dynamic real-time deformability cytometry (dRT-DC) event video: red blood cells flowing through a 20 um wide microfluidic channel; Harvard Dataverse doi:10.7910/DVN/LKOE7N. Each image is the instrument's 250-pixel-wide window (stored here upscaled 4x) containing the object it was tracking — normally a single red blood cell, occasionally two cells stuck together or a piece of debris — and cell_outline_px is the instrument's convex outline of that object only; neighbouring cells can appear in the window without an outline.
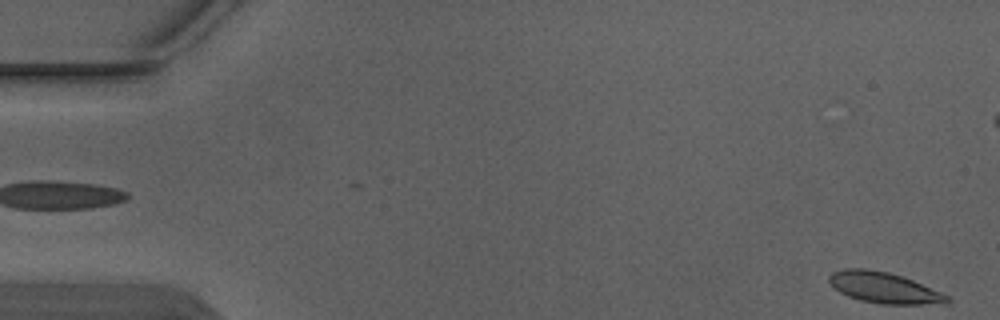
{"species": "Egyptian fruit bat (a non-hibernating species)", "species_latin": "Rousettus aegyptiacus", "temperature_condition": "warm", "stored_images_in_passage": 5, "segment_of_instrument_passage": [2, 2], "camera_frame_rate_fps": 3000, "um_per_image_px": 0.085, "animal": {"sex": "male"}, "frame": {"image": 1, "passage_image": 5, "time_ms": 1.333, "image_size_px": [1000, 320], "cell_outline_px": [[952, 300], [944, 304], [880, 304], [860, 300], [848, 296], [840, 292], [828, 280], [828, 276], [832, 272], [844, 268], [868, 268], [888, 272], [912, 280], [940, 292], [948, 296]], "centroid_in_image_um": [75.13, 24.45], "position_along_channel_um": 9.9, "area_um2": 21.15}}